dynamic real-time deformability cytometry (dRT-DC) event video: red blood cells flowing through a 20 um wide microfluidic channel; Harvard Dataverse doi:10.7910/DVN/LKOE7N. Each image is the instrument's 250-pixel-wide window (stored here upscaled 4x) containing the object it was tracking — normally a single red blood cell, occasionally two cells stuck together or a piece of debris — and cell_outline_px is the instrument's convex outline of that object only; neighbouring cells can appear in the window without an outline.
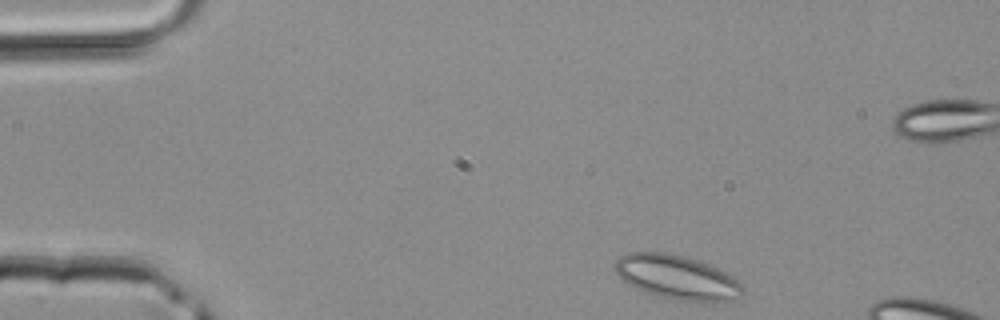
{"species": "common noctule bat (a hibernating species)", "species_latin": "Nyctalus noctula", "temperature_condition": "room temperature", "stored_images_in_passage": 39, "camera_frame_rate_fps": 3000, "um_per_image_px": 0.085, "animal": {"sex": "male", "body_mass_g": 20.4}, "frame": {"image": 1, "passage_image": 1, "time_ms": 0.0, "image_size_px": [1000, 320], "cell_outline_px": [[744, 292], [740, 296], [732, 300], [680, 300], [656, 296], [644, 292], [620, 280], [612, 264], [620, 256], [628, 252], [664, 252], [684, 256], [708, 264], [732, 276], [744, 288]], "centroid_in_image_um": [57.46, 23.55], "position_along_channel_um": 27.5, "area_um2": 32.6}}
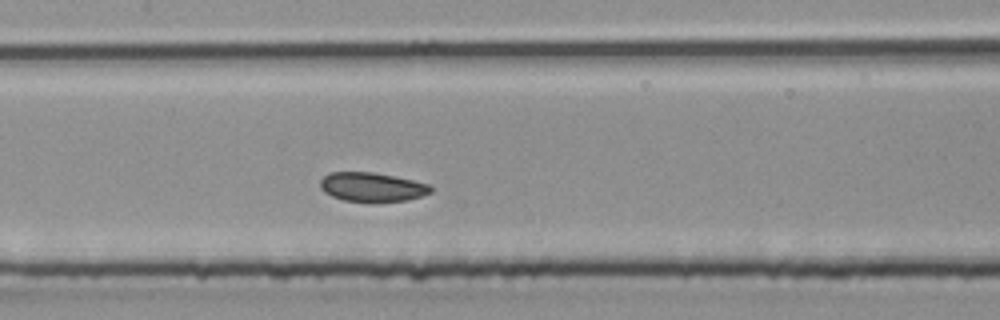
{"frame": {"image": 2, "passage_image": 15, "time_ms": 4.667, "image_size_px": [1000, 320], "cell_outline_px": [[432, 192], [408, 200], [344, 200], [332, 196], [324, 192], [320, 188], [320, 180], [328, 172], [372, 172], [396, 176], [432, 184]], "centroid_in_image_um": [31.63, 15.86], "position_along_channel_um": 175.8, "area_um2": 18.5}}
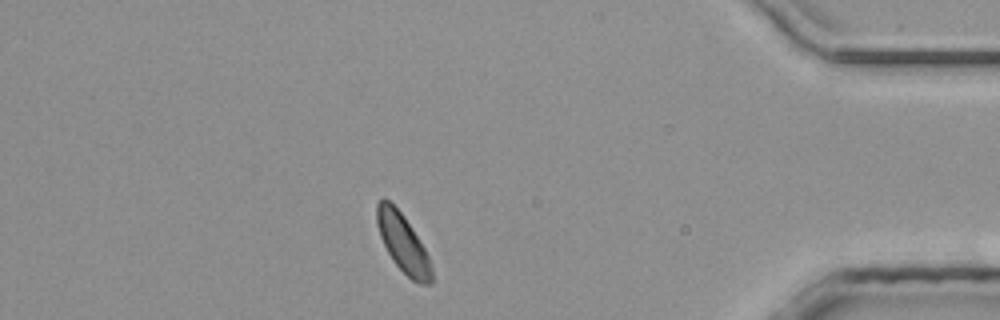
{"frame": {"image": 3, "passage_image": 32, "time_ms": 10.333, "image_size_px": [1000, 320], "cell_outline_px": [[432, 284], [420, 284], [412, 280], [392, 260], [380, 236], [376, 224], [376, 204], [384, 196], [404, 216], [412, 228], [424, 248], [428, 256], [432, 268]], "centroid_in_image_um": [34.24, 20.66], "position_along_channel_um": 401.0, "area_um2": 18.44}}